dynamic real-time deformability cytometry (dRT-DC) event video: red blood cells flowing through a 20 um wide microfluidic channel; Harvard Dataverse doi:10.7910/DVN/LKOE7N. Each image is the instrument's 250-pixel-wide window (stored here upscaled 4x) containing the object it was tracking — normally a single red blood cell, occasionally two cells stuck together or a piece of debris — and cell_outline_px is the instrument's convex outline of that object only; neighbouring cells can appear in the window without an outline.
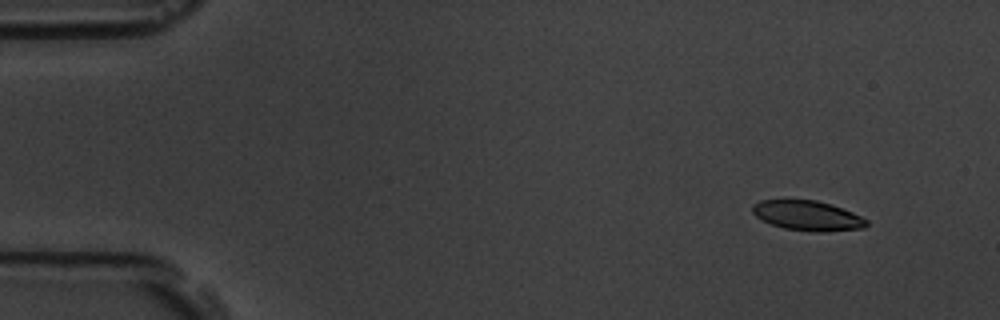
{"species": "common noctule bat (a hibernating species)", "species_latin": "Nyctalus noctula", "temperature_condition": "room temperature", "stored_images_in_passage": 6, "camera_frame_rate_fps": 3000, "um_per_image_px": 0.085, "animal": {"sex": "male", "body_mass_g": 19.5, "forearm_length_mm": 54.6}, "frame": {"image": 1, "passage_image": 2, "time_ms": 1.0, "image_size_px": [1000, 320], "cell_outline_px": [[868, 224], [864, 228], [824, 232], [812, 232], [784, 228], [772, 224], [756, 216], [752, 212], [752, 204], [760, 200], [816, 200], [832, 204], [852, 212], [868, 220]], "centroid_in_image_um": [68.66, 18.33], "position_along_channel_um": 16.3, "area_um2": 19.88}}
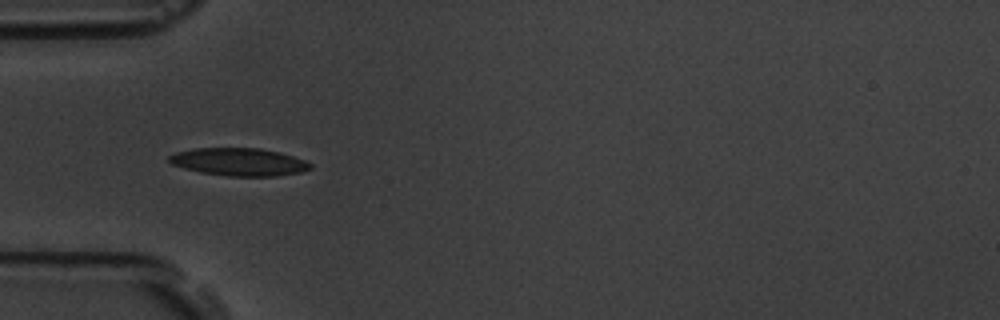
{"frame": {"image": 2, "passage_image": 5, "time_ms": 5.333, "image_size_px": [1000, 320], "cell_outline_px": [[312, 168], [304, 172], [276, 176], [228, 176], [200, 172], [184, 168], [172, 164], [168, 160], [168, 156], [176, 152], [196, 148], [260, 148], [280, 152], [304, 160], [312, 164]], "centroid_in_image_um": [20.34, 13.76], "position_along_channel_um": 64.7, "area_um2": 22.89}}
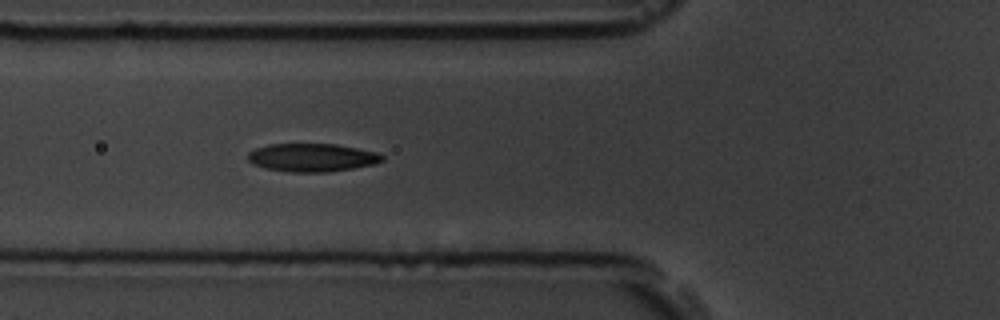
{"frame": {"image": 3, "passage_image": 6, "time_ms": 6.333, "image_size_px": [1000, 320], "cell_outline_px": [[384, 160], [372, 164], [352, 168], [328, 172], [292, 172], [264, 168], [252, 164], [248, 160], [248, 152], [256, 148], [268, 144], [336, 144], [376, 152], [384, 156]], "centroid_in_image_um": [26.49, 13.39], "position_along_channel_um": 99.3, "area_um2": 21.96}}